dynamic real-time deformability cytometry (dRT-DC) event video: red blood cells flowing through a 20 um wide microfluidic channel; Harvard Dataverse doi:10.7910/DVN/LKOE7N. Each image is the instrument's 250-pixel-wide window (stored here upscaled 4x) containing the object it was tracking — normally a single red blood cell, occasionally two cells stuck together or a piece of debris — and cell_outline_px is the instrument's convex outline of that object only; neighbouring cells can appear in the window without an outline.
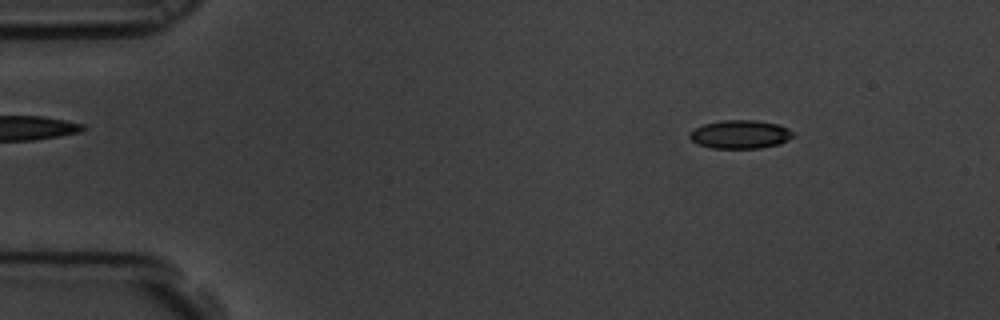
{"species": "common noctule bat (a hibernating species)", "species_latin": "Nyctalus noctula", "temperature_condition": "room temperature", "stored_images_in_passage": 4, "camera_frame_rate_fps": 3000, "um_per_image_px": 0.085, "animal": {"sex": "male", "body_mass_g": 19.5, "forearm_length_mm": 54.6}, "frame": {"image": 1, "passage_image": 1, "time_ms": 0.0, "image_size_px": [1000, 320], "cell_outline_px": [[796, 136], [780, 144], [760, 148], [712, 148], [696, 144], [688, 136], [688, 132], [692, 128], [704, 124], [724, 120], [756, 120], [780, 124], [796, 132]], "centroid_in_image_um": [62.94, 11.42], "position_along_channel_um": 22.1, "area_um2": 17.57}}
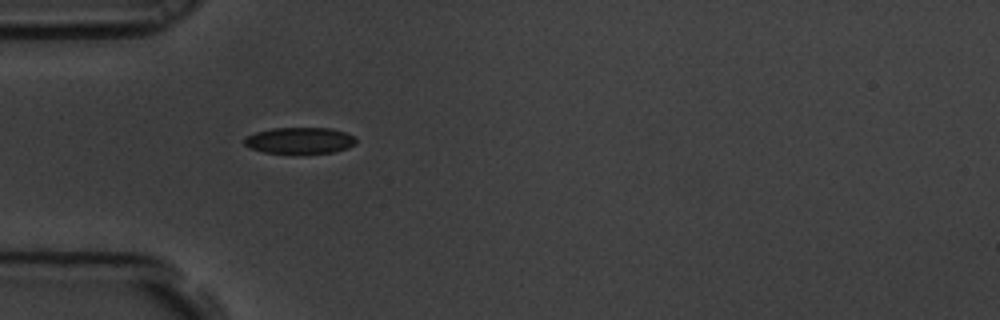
{"frame": {"image": 2, "passage_image": 4, "time_ms": 1.0, "image_size_px": [1000, 320], "cell_outline_px": [[356, 144], [348, 148], [332, 152], [264, 152], [248, 148], [244, 144], [244, 140], [248, 136], [256, 132], [272, 128], [332, 128], [356, 136]], "centroid_in_image_um": [25.5, 11.92], "position_along_channel_um": 59.5, "area_um2": 16.88}}